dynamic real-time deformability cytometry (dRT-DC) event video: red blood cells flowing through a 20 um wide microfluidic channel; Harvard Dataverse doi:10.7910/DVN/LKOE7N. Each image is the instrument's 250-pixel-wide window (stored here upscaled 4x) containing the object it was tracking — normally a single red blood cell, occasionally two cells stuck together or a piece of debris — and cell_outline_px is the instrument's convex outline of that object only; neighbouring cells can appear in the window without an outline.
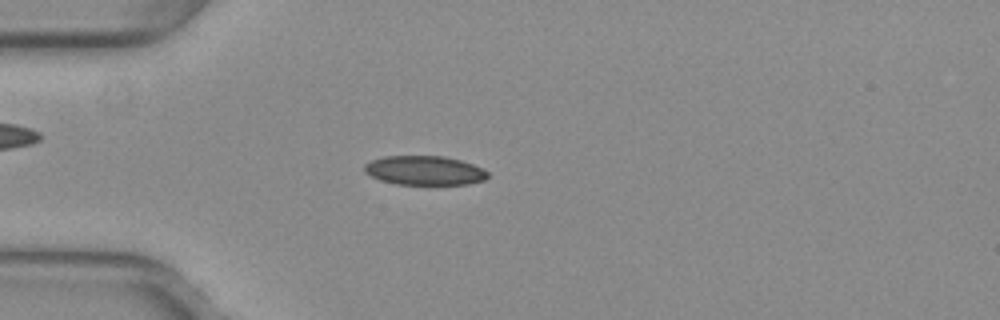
{"species": "common noctule bat (a hibernating species)", "species_latin": "Nyctalus noctula", "temperature_condition": "warm", "stored_images_in_passage": 52, "camera_frame_rate_fps": 3000, "um_per_image_px": 0.085, "animal": {"sex": "female", "body_mass_g": 29.2, "forearm_length_mm": 56.3}, "frame": {"image": 1, "passage_image": 14, "time_ms": 4.333, "image_size_px": [1000, 320], "cell_outline_px": [[488, 176], [484, 180], [468, 184], [436, 188], [428, 188], [396, 184], [380, 180], [364, 172], [364, 164], [372, 160], [384, 156], [444, 156], [460, 160], [484, 168], [488, 172]], "centroid_in_image_um": [36.12, 14.55], "position_along_channel_um": 48.9, "area_um2": 22.14}}
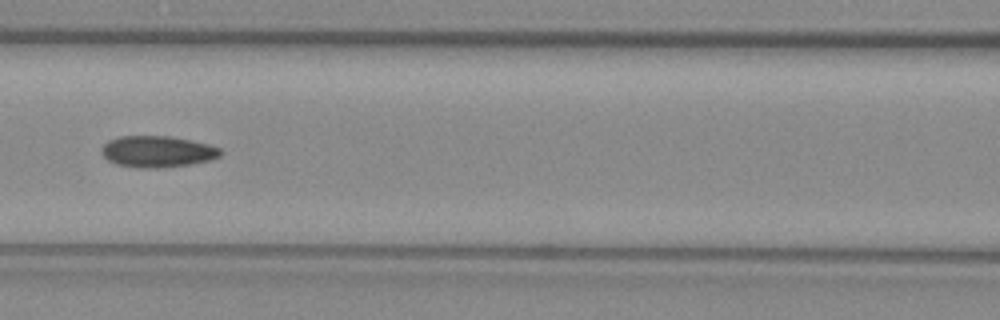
{"frame": {"image": 2, "passage_image": 23, "time_ms": 7.333, "image_size_px": [1000, 320], "cell_outline_px": [[224, 152], [220, 156], [212, 160], [164, 168], [136, 168], [116, 164], [108, 160], [100, 152], [100, 148], [108, 140], [120, 136], [168, 136], [208, 144], [220, 148]], "centroid_in_image_um": [13.36, 12.89], "position_along_channel_um": 153.2, "area_um2": 21.91}}
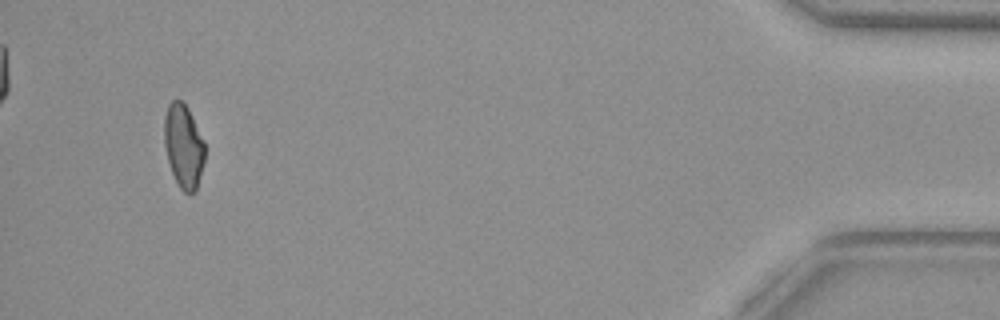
{"frame": {"image": 3, "passage_image": 49, "time_ms": 16.0, "image_size_px": [1000, 320], "cell_outline_px": [[204, 160], [196, 192], [184, 192], [180, 188], [172, 172], [168, 160], [164, 144], [164, 116], [168, 104], [172, 100], [180, 100], [188, 108], [204, 140]], "centroid_in_image_um": [15.59, 12.4], "position_along_channel_um": 419.6, "area_um2": 19.65}, "authors_computed_cell_mechanics": {"area_um2": 20.7791, "velocity_mm_per_s": 3.9673, "shape_relaxation_time_tau1_ms": null, "shape_relaxation_time_tau2_ms": 4.6267, "deformation_change_tau1": null, "deformation_change_tau2": 0.1066}}